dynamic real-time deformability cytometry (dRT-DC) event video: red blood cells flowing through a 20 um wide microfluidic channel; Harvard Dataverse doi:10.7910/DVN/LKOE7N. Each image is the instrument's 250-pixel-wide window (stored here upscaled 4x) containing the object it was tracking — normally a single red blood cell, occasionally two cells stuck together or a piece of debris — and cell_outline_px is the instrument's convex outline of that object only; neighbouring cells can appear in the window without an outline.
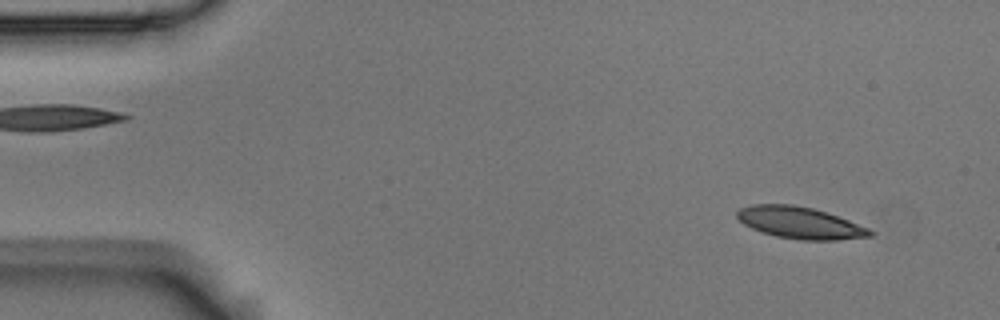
{"species": "Egyptian fruit bat (a non-hibernating species)", "species_latin": "Rousettus aegyptiacus", "temperature_condition": "room temperature", "stored_images_in_passage": 54, "camera_frame_rate_fps": 3000, "um_per_image_px": 0.085, "animal": {"sex": "male"}, "frame": {"image": 1, "passage_image": 4, "time_ms": 1.0, "image_size_px": [1000, 320], "cell_outline_px": [[876, 236], [836, 240], [800, 240], [776, 236], [760, 232], [744, 224], [736, 216], [736, 212], [740, 208], [752, 204], [792, 204], [812, 208], [828, 212], [868, 228], [876, 232]], "centroid_in_image_um": [68.02, 18.94], "position_along_channel_um": 17.0, "area_um2": 24.8}}
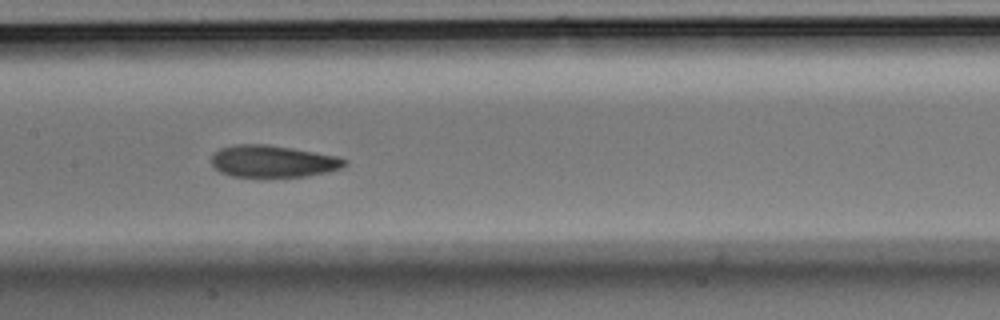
{"frame": {"image": 2, "passage_image": 26, "time_ms": 8.333, "image_size_px": [1000, 320], "cell_outline_px": [[348, 164], [340, 168], [328, 172], [308, 176], [232, 176], [220, 172], [212, 164], [212, 152], [220, 148], [232, 144], [268, 144], [292, 148], [336, 156], [348, 160]], "centroid_in_image_um": [23.19, 13.69], "position_along_channel_um": 184.2, "area_um2": 24.8}}
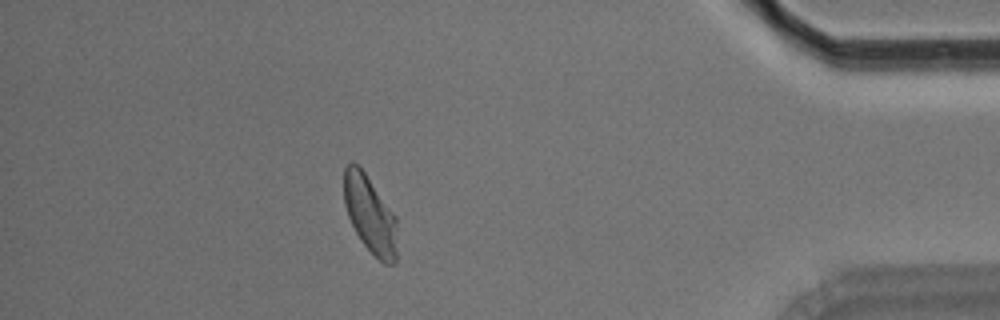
{"frame": {"image": 3, "passage_image": 48, "time_ms": 15.667, "image_size_px": [1000, 320], "cell_outline_px": [[396, 264], [384, 264], [360, 240], [348, 216], [344, 204], [344, 168], [352, 160], [364, 172], [396, 216]], "centroid_in_image_um": [31.45, 18.23], "position_along_channel_um": 403.8, "area_um2": 23.7}, "authors_computed_cell_mechanics": {"area_um2": 24.9985, "velocity_mm_per_s": 3.6066, "shape_relaxation_time_tau1_ms": 4.1542, "shape_relaxation_time_tau2_ms": 2.167, "deformation_change_tau1": 0.1295, "deformation_change_tau2": 0.0777}}